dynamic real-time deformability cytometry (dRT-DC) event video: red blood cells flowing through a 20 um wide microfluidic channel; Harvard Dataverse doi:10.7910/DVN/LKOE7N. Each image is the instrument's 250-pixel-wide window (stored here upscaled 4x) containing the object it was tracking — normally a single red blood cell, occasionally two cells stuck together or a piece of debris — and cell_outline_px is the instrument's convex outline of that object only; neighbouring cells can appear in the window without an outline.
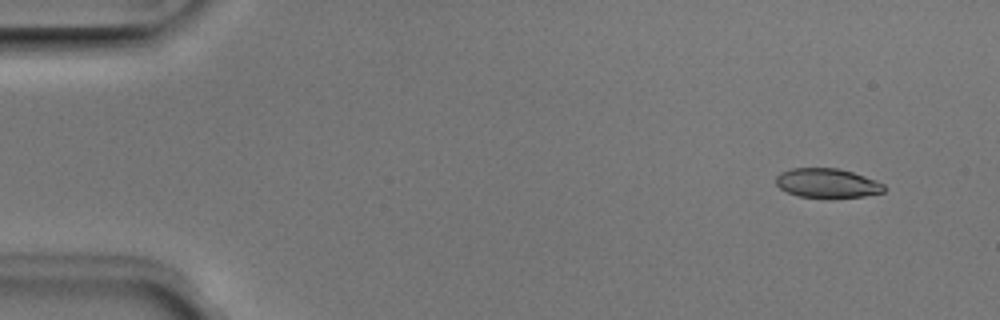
{"species": "Egyptian fruit bat (a non-hibernating species)", "species_latin": "Rousettus aegyptiacus", "temperature_condition": "room temperature", "stored_images_in_passage": 5, "camera_frame_rate_fps": 3000, "um_per_image_px": 0.085, "animal": {"sex": "male"}, "frame": {"image": 1, "passage_image": 2, "time_ms": 0.333, "image_size_px": [1000, 320], "cell_outline_px": [[884, 192], [864, 196], [800, 196], [788, 192], [780, 188], [776, 184], [776, 176], [780, 172], [792, 168], [836, 168], [852, 172], [864, 176], [884, 184]], "centroid_in_image_um": [70.28, 15.54], "position_along_channel_um": 14.7, "area_um2": 17.92}}
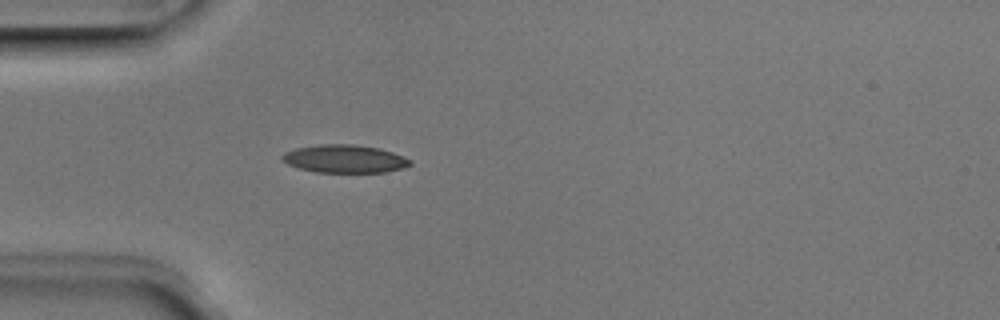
{"frame": {"image": 2, "passage_image": 5, "time_ms": 1.333, "image_size_px": [1000, 320], "cell_outline_px": [[412, 164], [404, 168], [384, 172], [316, 172], [300, 168], [288, 164], [280, 160], [280, 156], [284, 152], [296, 148], [320, 144], [352, 144], [380, 148], [392, 152], [412, 160]], "centroid_in_image_um": [29.28, 13.49], "position_along_channel_um": 55.7, "area_um2": 20.92}}